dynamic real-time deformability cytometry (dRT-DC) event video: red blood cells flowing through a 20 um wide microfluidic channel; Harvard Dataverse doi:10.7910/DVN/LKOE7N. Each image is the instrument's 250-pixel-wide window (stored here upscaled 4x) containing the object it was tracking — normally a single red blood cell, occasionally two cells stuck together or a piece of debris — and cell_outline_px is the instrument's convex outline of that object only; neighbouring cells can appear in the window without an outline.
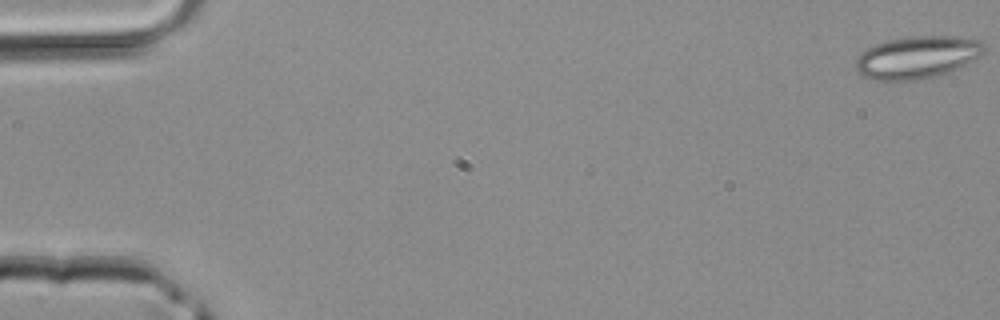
{"species": "common noctule bat (a hibernating species)", "species_latin": "Nyctalus noctula", "temperature_condition": "room temperature", "stored_images_in_passage": 44, "camera_frame_rate_fps": 3000, "um_per_image_px": 0.085, "animal": {"sex": "male", "body_mass_g": 20.4}, "frame": {"image": 1, "passage_image": 1, "time_ms": 0.0, "image_size_px": [1000, 320], "cell_outline_px": [[984, 52], [980, 56], [960, 68], [940, 76], [920, 80], [872, 80], [864, 76], [856, 68], [856, 60], [860, 52], [876, 44], [888, 40], [912, 36], [956, 36], [980, 40], [984, 44]], "centroid_in_image_um": [78.0, 4.88], "position_along_channel_um": 7.0, "area_um2": 31.96}}
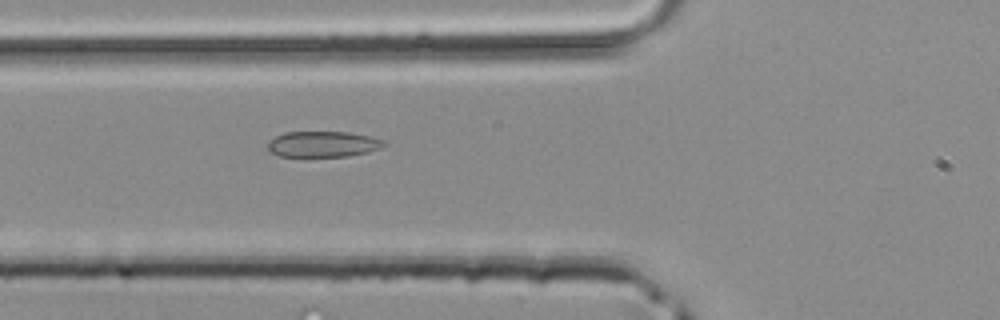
{"frame": {"image": 2, "passage_image": 17, "time_ms": 5.333, "image_size_px": [1000, 320], "cell_outline_px": [[388, 144], [380, 148], [368, 152], [348, 156], [280, 156], [272, 152], [268, 148], [268, 140], [284, 132], [348, 132], [368, 136], [384, 140]], "centroid_in_image_um": [27.46, 12.25], "position_along_channel_um": 98.3, "area_um2": 17.4}}
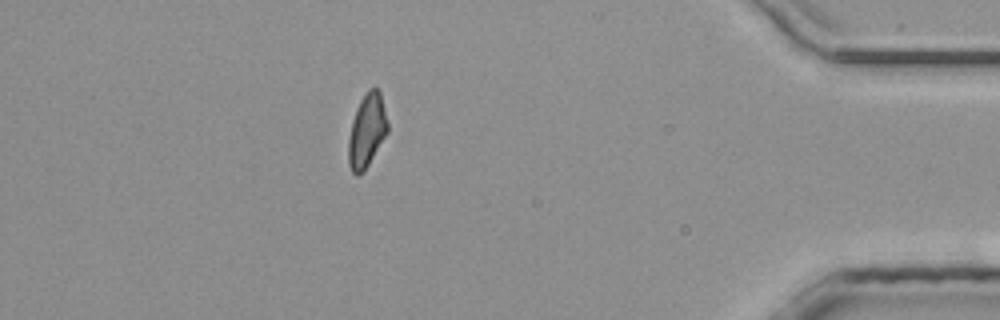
{"frame": {"image": 3, "passage_image": 39, "time_ms": 12.667, "image_size_px": [1000, 320], "cell_outline_px": [[388, 132], [364, 172], [356, 176], [352, 172], [348, 164], [348, 140], [352, 120], [356, 108], [360, 100], [368, 88], [380, 88], [388, 124]], "centroid_in_image_um": [31.18, 11.1], "position_along_channel_um": 404.0, "area_um2": 17.05}}